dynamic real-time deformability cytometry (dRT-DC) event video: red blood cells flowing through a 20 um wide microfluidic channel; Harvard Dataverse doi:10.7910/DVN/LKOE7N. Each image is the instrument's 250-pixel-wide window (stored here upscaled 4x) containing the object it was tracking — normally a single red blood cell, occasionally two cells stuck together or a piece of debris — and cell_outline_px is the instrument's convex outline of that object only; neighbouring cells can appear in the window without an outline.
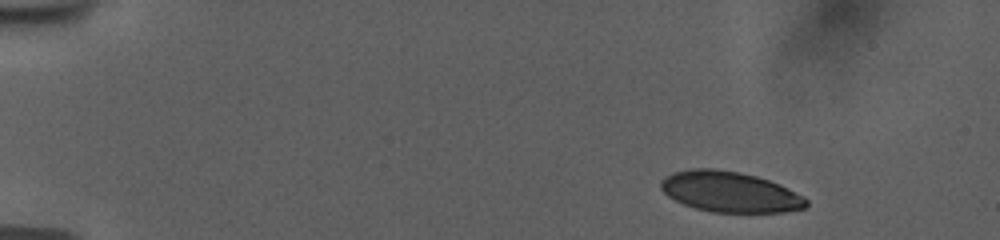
{"species": "human", "species_latin": "Homo sapiens", "temperature_condition": "room temperature", "stored_images_in_passage": 49, "camera_frame_rate_fps": 3000, "um_per_image_px": 0.085, "donor": {"sex": "female"}, "frame": {"image": 1, "passage_image": 1, "time_ms": 0.0, "image_size_px": [1000, 240], "cell_outline_px": [[808, 204], [804, 208], [784, 212], [712, 212], [696, 208], [684, 204], [668, 196], [660, 188], [660, 180], [664, 176], [672, 172], [692, 168], [716, 168], [740, 172], [756, 176], [780, 184], [804, 196], [808, 200]], "centroid_in_image_um": [62.03, 16.29], "position_along_channel_um": 23.0, "area_um2": 34.56}}
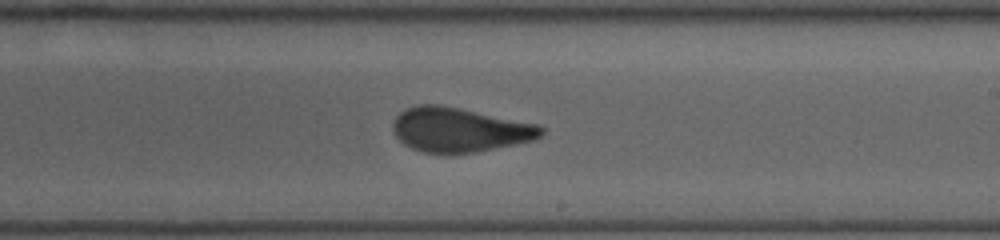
{"frame": {"image": 2, "passage_image": 28, "time_ms": 9.0, "image_size_px": [1000, 240], "cell_outline_px": [[544, 132], [536, 140], [476, 152], [424, 152], [412, 148], [404, 144], [396, 136], [392, 128], [392, 124], [396, 116], [404, 108], [420, 104], [440, 104], [540, 124], [544, 128]], "centroid_in_image_um": [39.08, 11.01], "position_along_channel_um": 249.9, "area_um2": 38.38}}
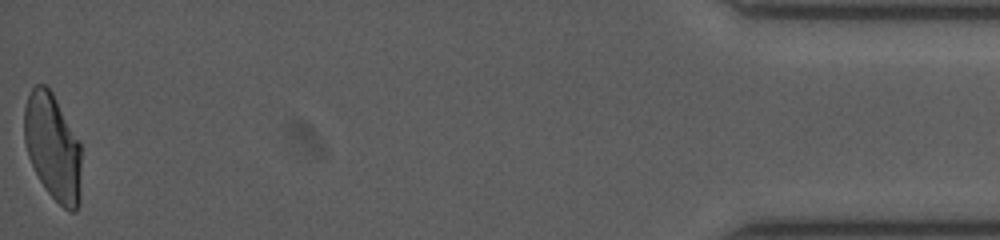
{"frame": {"image": 3, "passage_image": 49, "time_ms": 16.0, "image_size_px": [1000, 240], "cell_outline_px": [[80, 200], [76, 212], [72, 212], [64, 208], [44, 188], [28, 156], [24, 140], [24, 108], [28, 96], [32, 88], [36, 84], [44, 84], [52, 92], [80, 144]], "centroid_in_image_um": [4.47, 12.51], "position_along_channel_um": 430.7, "area_um2": 35.08}, "authors_computed_cell_mechanics": {"area_um2": 37.8012, "velocity_mm_per_s": 3.7711, "shape_relaxation_time_tau1_ms": 6.9055, "shape_relaxation_time_tau2_ms": 1.0556, "deformation_change_tau1": 0.2025, "deformation_change_tau2": 0.0791}}